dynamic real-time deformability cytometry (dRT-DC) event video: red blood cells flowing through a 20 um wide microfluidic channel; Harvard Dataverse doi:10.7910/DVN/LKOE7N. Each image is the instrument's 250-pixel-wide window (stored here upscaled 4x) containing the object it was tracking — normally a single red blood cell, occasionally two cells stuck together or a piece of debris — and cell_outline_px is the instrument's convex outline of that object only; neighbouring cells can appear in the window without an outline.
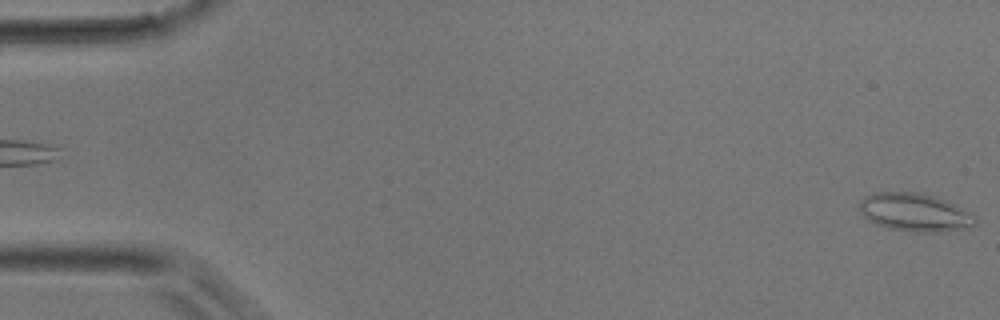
{"species": "common noctule bat (a hibernating species)", "species_latin": "Nyctalus noctula", "temperature_condition": "room temperature", "stored_images_in_passage": 39, "camera_frame_rate_fps": 3000, "um_per_image_px": 0.085, "animal": {"sex": "male", "body_mass_g": 17.9}, "frame": {"image": 1, "passage_image": 1, "time_ms": 0.0, "image_size_px": [1000, 320], "cell_outline_px": [[976, 224], [968, 228], [936, 232], [912, 232], [888, 228], [876, 224], [868, 220], [864, 216], [860, 208], [860, 200], [864, 196], [872, 192], [920, 192], [944, 200], [976, 216]], "centroid_in_image_um": [77.72, 18.05], "position_along_channel_um": 7.3, "area_um2": 25.61}}
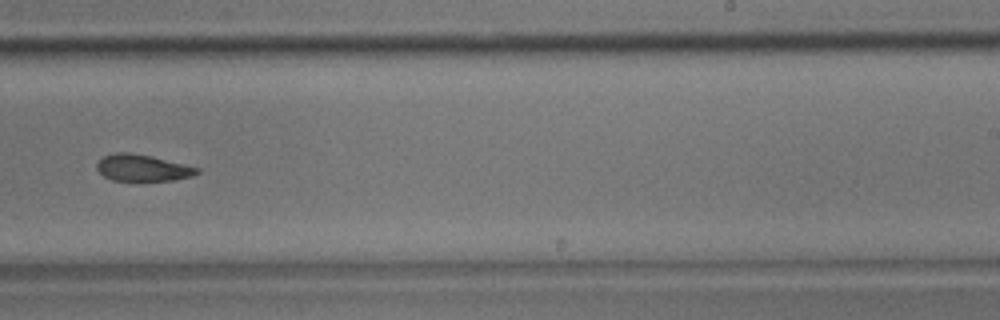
{"frame": {"image": 2, "passage_image": 25, "time_ms": 8.0, "image_size_px": [1000, 320], "cell_outline_px": [[200, 172], [192, 176], [172, 180], [112, 180], [104, 176], [96, 168], [96, 164], [104, 156], [116, 152], [128, 152], [148, 156], [200, 168]], "centroid_in_image_um": [12.1, 14.27], "position_along_channel_um": 276.9, "area_um2": 15.14}}
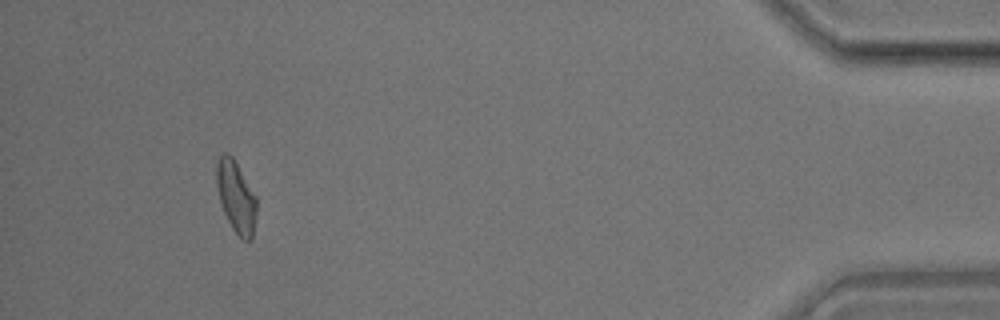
{"frame": {"image": 3, "passage_image": 37, "time_ms": 12.0, "image_size_px": [1000, 320], "cell_outline_px": [[256, 212], [252, 240], [244, 240], [232, 228], [224, 212], [220, 200], [216, 184], [216, 160], [224, 152], [228, 152], [232, 156], [256, 196]], "centroid_in_image_um": [20.05, 16.69], "position_along_channel_um": 415.1, "area_um2": 16.53}}